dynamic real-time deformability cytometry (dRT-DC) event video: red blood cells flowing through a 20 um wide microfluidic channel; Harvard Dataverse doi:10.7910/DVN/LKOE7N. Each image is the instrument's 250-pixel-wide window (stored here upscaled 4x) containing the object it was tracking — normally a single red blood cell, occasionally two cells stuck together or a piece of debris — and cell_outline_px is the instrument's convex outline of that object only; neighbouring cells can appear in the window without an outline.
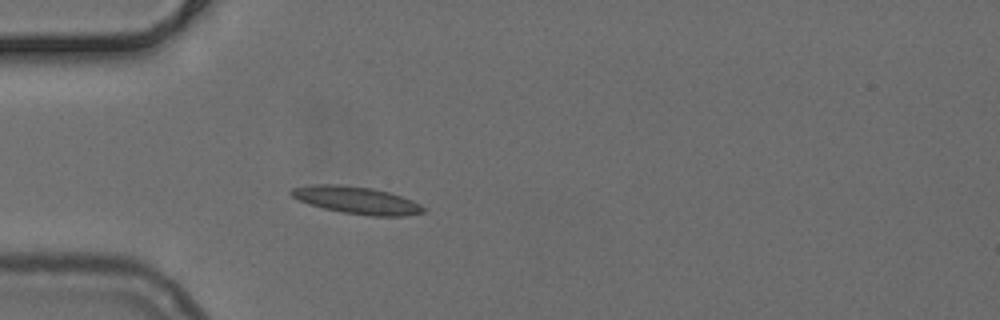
{"species": "common noctule bat (a hibernating species)", "species_latin": "Nyctalus noctula", "temperature_condition": "cold", "stored_images_in_passage": 37, "camera_frame_rate_fps": 3000, "um_per_image_px": 0.085, "animal": {"sex": "female", "body_mass_g": 24.6, "forearm_length_mm": 56.2}, "frame": {"image": 1, "passage_image": 1, "time_ms": 0.0, "image_size_px": [1000, 320], "cell_outline_px": [[424, 212], [404, 216], [372, 216], [340, 212], [308, 204], [292, 196], [288, 192], [292, 188], [312, 184], [340, 184], [372, 188], [388, 192], [412, 200], [420, 204], [424, 208]], "centroid_in_image_um": [30.28, 17.01], "position_along_channel_um": 54.7, "area_um2": 20.98}}
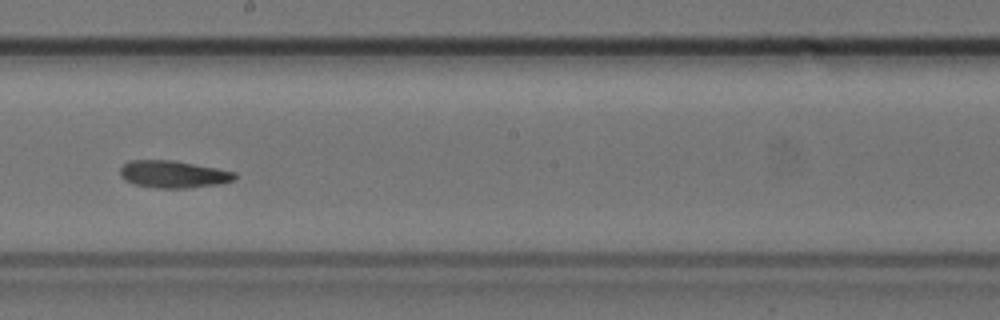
{"frame": {"image": 2, "passage_image": 15, "time_ms": 4.667, "image_size_px": [1000, 320], "cell_outline_px": [[236, 180], [220, 184], [188, 188], [156, 188], [132, 184], [124, 180], [120, 176], [120, 168], [128, 160], [172, 160], [216, 168], [236, 172]], "centroid_in_image_um": [14.71, 14.82], "position_along_channel_um": 233.5, "area_um2": 18.38}}
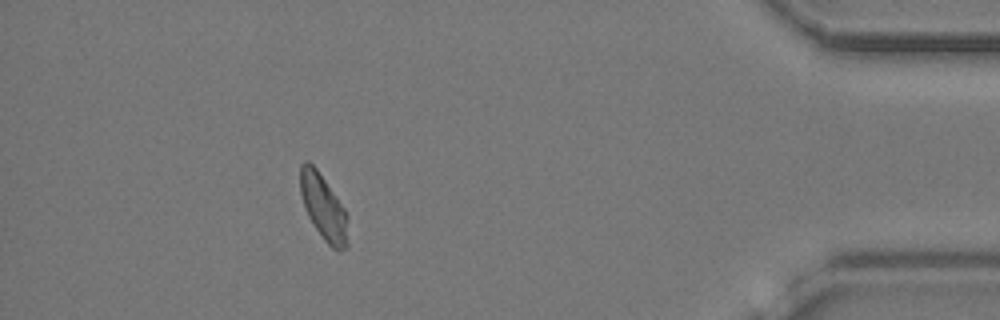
{"frame": {"image": 3, "passage_image": 32, "time_ms": 10.333, "image_size_px": [1000, 320], "cell_outline_px": [[348, 244], [340, 252], [336, 252], [324, 240], [308, 216], [300, 192], [300, 164], [304, 160], [308, 160], [316, 168], [336, 196], [344, 208], [348, 216]], "centroid_in_image_um": [27.51, 17.63], "position_along_channel_um": 407.7, "area_um2": 18.21}}